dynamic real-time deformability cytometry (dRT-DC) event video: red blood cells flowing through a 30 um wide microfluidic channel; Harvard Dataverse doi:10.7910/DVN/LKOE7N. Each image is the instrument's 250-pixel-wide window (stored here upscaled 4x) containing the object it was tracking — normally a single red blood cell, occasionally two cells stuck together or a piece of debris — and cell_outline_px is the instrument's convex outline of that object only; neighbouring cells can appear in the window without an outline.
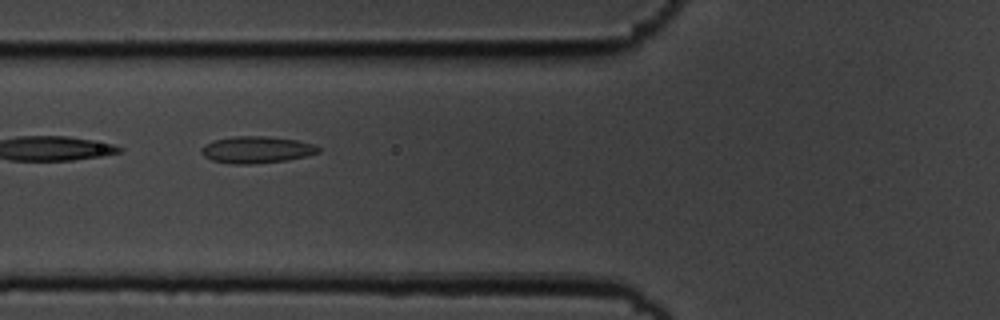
{"species": "common noctule bat (a hibernating species)", "species_latin": "Nyctalus noctula", "temperature_condition": "cold", "stored_images_in_passage": 8, "camera_frame_rate_fps": 3000, "um_per_image_px": 0.085, "animal": {"sex": "male", "body_mass_g": 19.5, "forearm_length_mm": 54.6}, "frame": {"image": 1, "passage_image": 3, "time_ms": 0.667, "image_size_px": [1000, 320], "cell_outline_px": [[320, 152], [308, 156], [288, 160], [252, 164], [232, 164], [212, 160], [204, 156], [200, 152], [200, 148], [204, 144], [216, 140], [232, 136], [268, 136], [296, 140], [312, 144], [320, 148]], "centroid_in_image_um": [21.8, 12.73], "position_along_channel_um": 104.0, "area_um2": 18.38}}
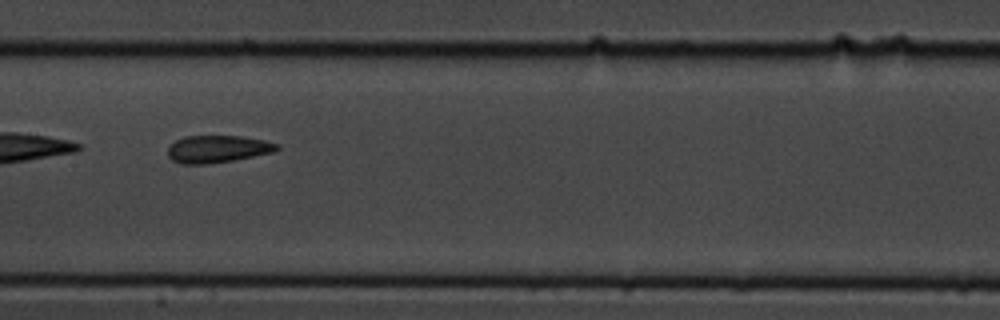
{"frame": {"image": 2, "passage_image": 5, "time_ms": 1.333, "image_size_px": [1000, 320], "cell_outline_px": [[280, 148], [272, 152], [232, 160], [208, 164], [180, 164], [172, 160], [168, 156], [168, 144], [184, 136], [240, 136], [264, 140], [280, 144]], "centroid_in_image_um": [18.45, 12.66], "position_along_channel_um": 189.0, "area_um2": 17.4}}
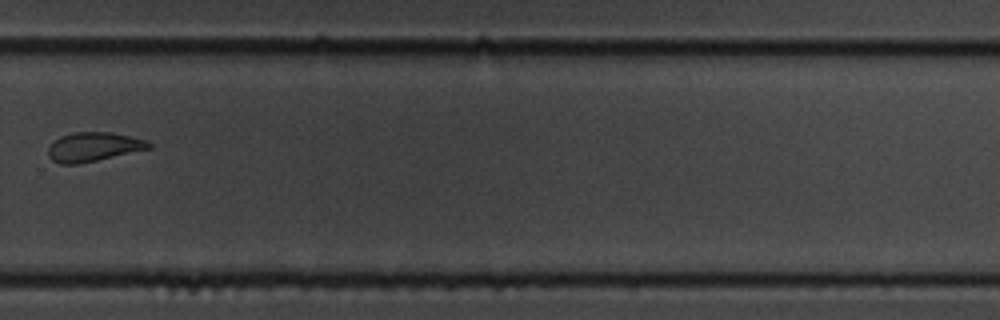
{"frame": {"image": 3, "passage_image": 8, "time_ms": 2.333, "image_size_px": [1000, 320], "cell_outline_px": [[152, 148], [80, 164], [60, 164], [52, 160], [48, 156], [48, 148], [60, 136], [76, 132], [112, 132], [148, 140], [152, 144]], "centroid_in_image_um": [7.98, 12.49], "position_along_channel_um": 321.8, "area_um2": 17.17}}